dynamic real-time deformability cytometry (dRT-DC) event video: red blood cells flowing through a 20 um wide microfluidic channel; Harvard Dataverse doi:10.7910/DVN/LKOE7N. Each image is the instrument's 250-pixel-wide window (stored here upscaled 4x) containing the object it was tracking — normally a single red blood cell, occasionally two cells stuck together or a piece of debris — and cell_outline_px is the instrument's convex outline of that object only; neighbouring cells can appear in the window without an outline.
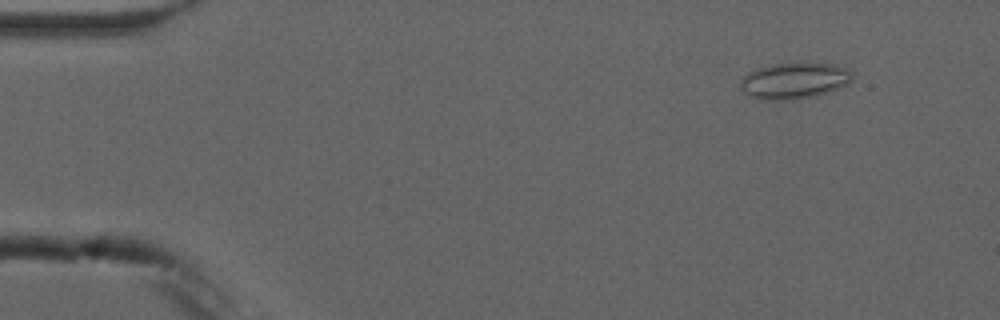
{"species": "common noctule bat (a hibernating species)", "species_latin": "Nyctalus noctula", "temperature_condition": "cold", "stored_images_in_passage": 5, "camera_frame_rate_fps": 3000, "um_per_image_px": 0.085, "animal": {"sex": "male", "forearm_length_mm": 52.5}, "frame": {"image": 1, "passage_image": 2, "time_ms": 1.333, "image_size_px": [1000, 320], "cell_outline_px": [[852, 80], [848, 84], [840, 88], [816, 96], [792, 100], [760, 100], [752, 96], [740, 84], [740, 80], [748, 72], [756, 68], [772, 64], [800, 60], [836, 64], [848, 68], [852, 72]], "centroid_in_image_um": [67.59, 6.81], "position_along_channel_um": 17.4, "area_um2": 24.39}}